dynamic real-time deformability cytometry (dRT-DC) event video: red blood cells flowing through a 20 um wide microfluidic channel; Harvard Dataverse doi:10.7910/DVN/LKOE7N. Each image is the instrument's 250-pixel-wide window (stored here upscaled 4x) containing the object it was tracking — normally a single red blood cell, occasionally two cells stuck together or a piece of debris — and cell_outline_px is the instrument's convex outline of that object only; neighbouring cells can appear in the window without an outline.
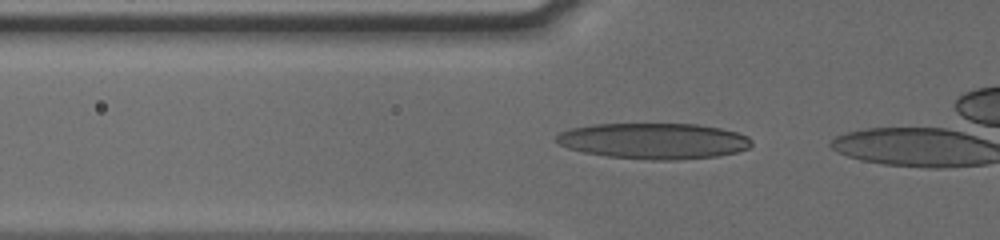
{"species": "human", "species_latin": "Homo sapiens", "temperature_condition": "cold", "stored_images_in_passage": 19, "camera_frame_rate_fps": 3000, "um_per_image_px": 0.085, "donor": {"sex": "male"}, "frame": {"image": 1, "passage_image": 3, "time_ms": 0.667, "image_size_px": [1000, 240], "cell_outline_px": [[752, 144], [748, 148], [736, 152], [716, 156], [676, 160], [652, 160], [608, 156], [584, 152], [568, 148], [560, 144], [556, 140], [556, 136], [560, 132], [572, 128], [592, 124], [696, 124], [720, 128], [736, 132], [748, 136], [752, 140]], "centroid_in_image_um": [55.58, 11.98], "position_along_channel_um": 70.2, "area_um2": 40.69}}
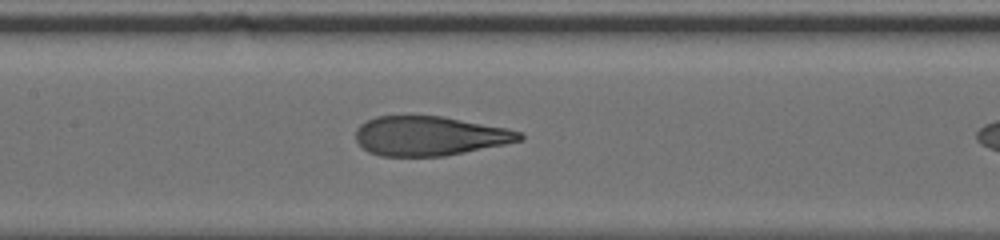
{"frame": {"image": 2, "passage_image": 11, "time_ms": 3.333, "image_size_px": [1000, 240], "cell_outline_px": [[524, 140], [444, 156], [380, 156], [368, 152], [356, 140], [356, 128], [360, 124], [376, 116], [444, 116], [508, 128], [520, 132], [524, 136]], "centroid_in_image_um": [36.52, 11.55], "position_along_channel_um": 170.9, "area_um2": 37.63}}
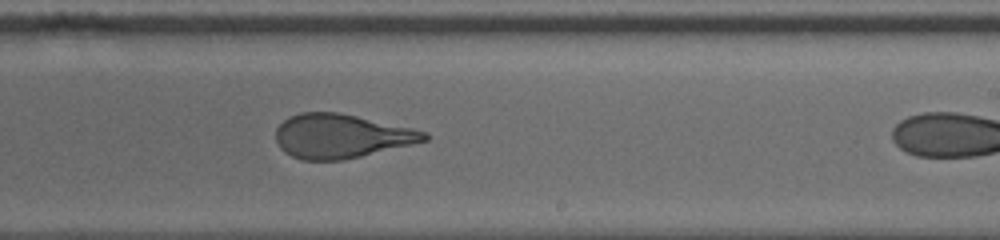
{"frame": {"image": 3, "passage_image": 18, "time_ms": 5.667, "image_size_px": [1000, 240], "cell_outline_px": [[428, 140], [412, 144], [360, 156], [340, 160], [300, 160], [284, 152], [280, 148], [276, 140], [276, 128], [288, 116], [300, 112], [340, 112], [428, 132]], "centroid_in_image_um": [28.96, 11.56], "position_along_channel_um": 260.0, "area_um2": 37.97}}